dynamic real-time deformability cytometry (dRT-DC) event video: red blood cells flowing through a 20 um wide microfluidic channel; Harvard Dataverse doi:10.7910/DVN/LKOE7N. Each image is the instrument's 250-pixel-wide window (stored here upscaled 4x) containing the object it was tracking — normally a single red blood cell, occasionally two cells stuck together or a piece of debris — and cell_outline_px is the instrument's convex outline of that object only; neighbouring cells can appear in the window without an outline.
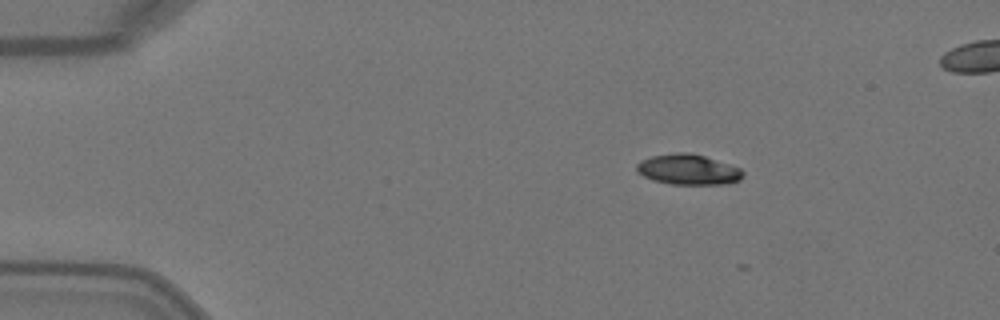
{"species": "Egyptian fruit bat (a non-hibernating species)", "species_latin": "Rousettus aegyptiacus", "temperature_condition": "warm", "stored_images_in_passage": 2, "camera_frame_rate_fps": 3000, "um_per_image_px": 0.085, "animal": {"sex": "female"}, "frame": {"image": 1, "passage_image": 1, "time_ms": 0.0, "image_size_px": [1000, 320], "cell_outline_px": [[744, 176], [740, 180], [728, 184], [672, 184], [652, 180], [636, 172], [636, 164], [640, 160], [652, 156], [676, 152], [688, 152], [704, 156], [740, 168], [744, 172]], "centroid_in_image_um": [58.48, 14.41], "position_along_channel_um": 26.5, "area_um2": 18.9}}